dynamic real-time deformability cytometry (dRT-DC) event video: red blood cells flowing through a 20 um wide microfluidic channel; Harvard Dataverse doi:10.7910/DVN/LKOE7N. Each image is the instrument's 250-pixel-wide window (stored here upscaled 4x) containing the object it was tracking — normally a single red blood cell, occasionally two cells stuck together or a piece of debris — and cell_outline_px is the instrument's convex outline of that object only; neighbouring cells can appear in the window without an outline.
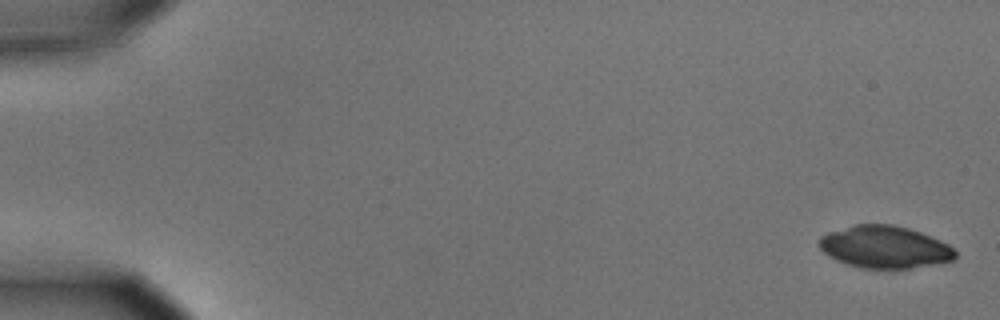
{"species": "common noctule bat (a hibernating species)", "species_latin": "Nyctalus noctula", "temperature_condition": "cold", "stored_images_in_passage": 7, "camera_frame_rate_fps": 3000, "um_per_image_px": 0.085, "animal": {"sex": "male", "body_mass_g": 15.6}, "frame": {"image": 1, "passage_image": 1, "time_ms": 0.0, "image_size_px": [1000, 320], "cell_outline_px": [[956, 256], [952, 260], [912, 268], [860, 268], [836, 260], [828, 256], [820, 248], [820, 236], [828, 232], [852, 224], [892, 224], [908, 228], [920, 232], [940, 240], [948, 244], [956, 252]], "centroid_in_image_um": [75.17, 20.98], "position_along_channel_um": 9.8, "area_um2": 33.41}}